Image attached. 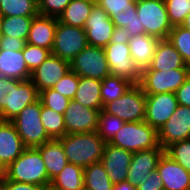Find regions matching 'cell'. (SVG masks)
Segmentation results:
<instances>
[{
	"label": "cell",
	"mask_w": 190,
	"mask_h": 190,
	"mask_svg": "<svg viewBox=\"0 0 190 190\" xmlns=\"http://www.w3.org/2000/svg\"><path fill=\"white\" fill-rule=\"evenodd\" d=\"M38 99L39 92L30 79L21 81L0 76V120H13Z\"/></svg>",
	"instance_id": "obj_1"
},
{
	"label": "cell",
	"mask_w": 190,
	"mask_h": 190,
	"mask_svg": "<svg viewBox=\"0 0 190 190\" xmlns=\"http://www.w3.org/2000/svg\"><path fill=\"white\" fill-rule=\"evenodd\" d=\"M68 163L83 168L99 162L106 142L95 132L65 134L59 138Z\"/></svg>",
	"instance_id": "obj_2"
},
{
	"label": "cell",
	"mask_w": 190,
	"mask_h": 190,
	"mask_svg": "<svg viewBox=\"0 0 190 190\" xmlns=\"http://www.w3.org/2000/svg\"><path fill=\"white\" fill-rule=\"evenodd\" d=\"M6 180L39 185L49 188L46 166L37 148H26L23 153L7 167Z\"/></svg>",
	"instance_id": "obj_3"
},
{
	"label": "cell",
	"mask_w": 190,
	"mask_h": 190,
	"mask_svg": "<svg viewBox=\"0 0 190 190\" xmlns=\"http://www.w3.org/2000/svg\"><path fill=\"white\" fill-rule=\"evenodd\" d=\"M110 75H116L139 84L141 71L130 55L127 37L117 32L111 42L104 47Z\"/></svg>",
	"instance_id": "obj_4"
},
{
	"label": "cell",
	"mask_w": 190,
	"mask_h": 190,
	"mask_svg": "<svg viewBox=\"0 0 190 190\" xmlns=\"http://www.w3.org/2000/svg\"><path fill=\"white\" fill-rule=\"evenodd\" d=\"M132 153L158 147V131L145 121L125 122L109 142Z\"/></svg>",
	"instance_id": "obj_5"
},
{
	"label": "cell",
	"mask_w": 190,
	"mask_h": 190,
	"mask_svg": "<svg viewBox=\"0 0 190 190\" xmlns=\"http://www.w3.org/2000/svg\"><path fill=\"white\" fill-rule=\"evenodd\" d=\"M40 114L41 100L38 99L11 120L26 148H37L51 140L42 125Z\"/></svg>",
	"instance_id": "obj_6"
},
{
	"label": "cell",
	"mask_w": 190,
	"mask_h": 190,
	"mask_svg": "<svg viewBox=\"0 0 190 190\" xmlns=\"http://www.w3.org/2000/svg\"><path fill=\"white\" fill-rule=\"evenodd\" d=\"M136 8L138 19L145 29V34L159 40L168 39L172 25L168 19L165 1L136 0Z\"/></svg>",
	"instance_id": "obj_7"
},
{
	"label": "cell",
	"mask_w": 190,
	"mask_h": 190,
	"mask_svg": "<svg viewBox=\"0 0 190 190\" xmlns=\"http://www.w3.org/2000/svg\"><path fill=\"white\" fill-rule=\"evenodd\" d=\"M189 76L187 68L142 70L138 85L145 94L175 93Z\"/></svg>",
	"instance_id": "obj_8"
},
{
	"label": "cell",
	"mask_w": 190,
	"mask_h": 190,
	"mask_svg": "<svg viewBox=\"0 0 190 190\" xmlns=\"http://www.w3.org/2000/svg\"><path fill=\"white\" fill-rule=\"evenodd\" d=\"M146 94L138 84H134L120 98L106 104L103 111L113 114L124 122L144 121Z\"/></svg>",
	"instance_id": "obj_9"
},
{
	"label": "cell",
	"mask_w": 190,
	"mask_h": 190,
	"mask_svg": "<svg viewBox=\"0 0 190 190\" xmlns=\"http://www.w3.org/2000/svg\"><path fill=\"white\" fill-rule=\"evenodd\" d=\"M71 70L80 77L103 80L110 75L104 48L87 45L70 61Z\"/></svg>",
	"instance_id": "obj_10"
},
{
	"label": "cell",
	"mask_w": 190,
	"mask_h": 190,
	"mask_svg": "<svg viewBox=\"0 0 190 190\" xmlns=\"http://www.w3.org/2000/svg\"><path fill=\"white\" fill-rule=\"evenodd\" d=\"M88 45L84 28L70 26L57 21L54 45L51 54L71 61Z\"/></svg>",
	"instance_id": "obj_11"
},
{
	"label": "cell",
	"mask_w": 190,
	"mask_h": 190,
	"mask_svg": "<svg viewBox=\"0 0 190 190\" xmlns=\"http://www.w3.org/2000/svg\"><path fill=\"white\" fill-rule=\"evenodd\" d=\"M84 30L88 45L104 48L116 35L117 30L107 12L95 4L86 20Z\"/></svg>",
	"instance_id": "obj_12"
},
{
	"label": "cell",
	"mask_w": 190,
	"mask_h": 190,
	"mask_svg": "<svg viewBox=\"0 0 190 190\" xmlns=\"http://www.w3.org/2000/svg\"><path fill=\"white\" fill-rule=\"evenodd\" d=\"M190 139V107L178 105L167 122L158 130V141L162 148Z\"/></svg>",
	"instance_id": "obj_13"
},
{
	"label": "cell",
	"mask_w": 190,
	"mask_h": 190,
	"mask_svg": "<svg viewBox=\"0 0 190 190\" xmlns=\"http://www.w3.org/2000/svg\"><path fill=\"white\" fill-rule=\"evenodd\" d=\"M178 105L175 93L146 94L144 121L158 131Z\"/></svg>",
	"instance_id": "obj_14"
},
{
	"label": "cell",
	"mask_w": 190,
	"mask_h": 190,
	"mask_svg": "<svg viewBox=\"0 0 190 190\" xmlns=\"http://www.w3.org/2000/svg\"><path fill=\"white\" fill-rule=\"evenodd\" d=\"M100 111L70 100L63 114L66 134L97 131Z\"/></svg>",
	"instance_id": "obj_15"
},
{
	"label": "cell",
	"mask_w": 190,
	"mask_h": 190,
	"mask_svg": "<svg viewBox=\"0 0 190 190\" xmlns=\"http://www.w3.org/2000/svg\"><path fill=\"white\" fill-rule=\"evenodd\" d=\"M164 153L165 149L161 145L133 153L127 175L129 183L137 187L146 181L149 174L157 169L158 162Z\"/></svg>",
	"instance_id": "obj_16"
},
{
	"label": "cell",
	"mask_w": 190,
	"mask_h": 190,
	"mask_svg": "<svg viewBox=\"0 0 190 190\" xmlns=\"http://www.w3.org/2000/svg\"><path fill=\"white\" fill-rule=\"evenodd\" d=\"M71 70L70 62L50 54L45 61L31 72L30 80L37 91L51 89L67 72Z\"/></svg>",
	"instance_id": "obj_17"
},
{
	"label": "cell",
	"mask_w": 190,
	"mask_h": 190,
	"mask_svg": "<svg viewBox=\"0 0 190 190\" xmlns=\"http://www.w3.org/2000/svg\"><path fill=\"white\" fill-rule=\"evenodd\" d=\"M132 152L106 143L100 160L110 181L115 184L127 180Z\"/></svg>",
	"instance_id": "obj_18"
},
{
	"label": "cell",
	"mask_w": 190,
	"mask_h": 190,
	"mask_svg": "<svg viewBox=\"0 0 190 190\" xmlns=\"http://www.w3.org/2000/svg\"><path fill=\"white\" fill-rule=\"evenodd\" d=\"M163 190H190V173L167 154L160 158L157 169Z\"/></svg>",
	"instance_id": "obj_19"
},
{
	"label": "cell",
	"mask_w": 190,
	"mask_h": 190,
	"mask_svg": "<svg viewBox=\"0 0 190 190\" xmlns=\"http://www.w3.org/2000/svg\"><path fill=\"white\" fill-rule=\"evenodd\" d=\"M25 149L13 123L0 120V160L8 167Z\"/></svg>",
	"instance_id": "obj_20"
},
{
	"label": "cell",
	"mask_w": 190,
	"mask_h": 190,
	"mask_svg": "<svg viewBox=\"0 0 190 190\" xmlns=\"http://www.w3.org/2000/svg\"><path fill=\"white\" fill-rule=\"evenodd\" d=\"M57 21L58 18L39 14L33 17L26 43L43 47L51 51L54 45Z\"/></svg>",
	"instance_id": "obj_21"
},
{
	"label": "cell",
	"mask_w": 190,
	"mask_h": 190,
	"mask_svg": "<svg viewBox=\"0 0 190 190\" xmlns=\"http://www.w3.org/2000/svg\"><path fill=\"white\" fill-rule=\"evenodd\" d=\"M130 55L140 69V71L148 68L155 54L158 38L148 34H139L134 37H127Z\"/></svg>",
	"instance_id": "obj_22"
},
{
	"label": "cell",
	"mask_w": 190,
	"mask_h": 190,
	"mask_svg": "<svg viewBox=\"0 0 190 190\" xmlns=\"http://www.w3.org/2000/svg\"><path fill=\"white\" fill-rule=\"evenodd\" d=\"M0 76L21 81L30 79L31 72L28 70L22 50L0 49Z\"/></svg>",
	"instance_id": "obj_23"
},
{
	"label": "cell",
	"mask_w": 190,
	"mask_h": 190,
	"mask_svg": "<svg viewBox=\"0 0 190 190\" xmlns=\"http://www.w3.org/2000/svg\"><path fill=\"white\" fill-rule=\"evenodd\" d=\"M186 68L185 62L168 39L159 40L150 66L144 70H161Z\"/></svg>",
	"instance_id": "obj_24"
},
{
	"label": "cell",
	"mask_w": 190,
	"mask_h": 190,
	"mask_svg": "<svg viewBox=\"0 0 190 190\" xmlns=\"http://www.w3.org/2000/svg\"><path fill=\"white\" fill-rule=\"evenodd\" d=\"M46 166L48 178L51 181L68 163L62 143L59 139H51L37 147Z\"/></svg>",
	"instance_id": "obj_25"
},
{
	"label": "cell",
	"mask_w": 190,
	"mask_h": 190,
	"mask_svg": "<svg viewBox=\"0 0 190 190\" xmlns=\"http://www.w3.org/2000/svg\"><path fill=\"white\" fill-rule=\"evenodd\" d=\"M101 80L79 76V84L73 100L91 108L102 110Z\"/></svg>",
	"instance_id": "obj_26"
},
{
	"label": "cell",
	"mask_w": 190,
	"mask_h": 190,
	"mask_svg": "<svg viewBox=\"0 0 190 190\" xmlns=\"http://www.w3.org/2000/svg\"><path fill=\"white\" fill-rule=\"evenodd\" d=\"M49 188L52 190H83L84 168L67 163L61 172L51 180Z\"/></svg>",
	"instance_id": "obj_27"
},
{
	"label": "cell",
	"mask_w": 190,
	"mask_h": 190,
	"mask_svg": "<svg viewBox=\"0 0 190 190\" xmlns=\"http://www.w3.org/2000/svg\"><path fill=\"white\" fill-rule=\"evenodd\" d=\"M94 5L88 0H71L58 20L70 26L84 28Z\"/></svg>",
	"instance_id": "obj_28"
},
{
	"label": "cell",
	"mask_w": 190,
	"mask_h": 190,
	"mask_svg": "<svg viewBox=\"0 0 190 190\" xmlns=\"http://www.w3.org/2000/svg\"><path fill=\"white\" fill-rule=\"evenodd\" d=\"M134 83L130 80H127L123 77L116 75H108L101 81V100L103 107L120 98L123 94H125Z\"/></svg>",
	"instance_id": "obj_29"
},
{
	"label": "cell",
	"mask_w": 190,
	"mask_h": 190,
	"mask_svg": "<svg viewBox=\"0 0 190 190\" xmlns=\"http://www.w3.org/2000/svg\"><path fill=\"white\" fill-rule=\"evenodd\" d=\"M112 186L113 183L100 161L84 168V189L112 190Z\"/></svg>",
	"instance_id": "obj_30"
},
{
	"label": "cell",
	"mask_w": 190,
	"mask_h": 190,
	"mask_svg": "<svg viewBox=\"0 0 190 190\" xmlns=\"http://www.w3.org/2000/svg\"><path fill=\"white\" fill-rule=\"evenodd\" d=\"M36 16H2L1 35L27 40L29 30Z\"/></svg>",
	"instance_id": "obj_31"
},
{
	"label": "cell",
	"mask_w": 190,
	"mask_h": 190,
	"mask_svg": "<svg viewBox=\"0 0 190 190\" xmlns=\"http://www.w3.org/2000/svg\"><path fill=\"white\" fill-rule=\"evenodd\" d=\"M40 118L46 133L51 139H59L66 134L63 114L44 106L42 102Z\"/></svg>",
	"instance_id": "obj_32"
},
{
	"label": "cell",
	"mask_w": 190,
	"mask_h": 190,
	"mask_svg": "<svg viewBox=\"0 0 190 190\" xmlns=\"http://www.w3.org/2000/svg\"><path fill=\"white\" fill-rule=\"evenodd\" d=\"M111 20L117 32L124 34L126 37L145 34V29L138 19L137 9H132V12L118 14Z\"/></svg>",
	"instance_id": "obj_33"
},
{
	"label": "cell",
	"mask_w": 190,
	"mask_h": 190,
	"mask_svg": "<svg viewBox=\"0 0 190 190\" xmlns=\"http://www.w3.org/2000/svg\"><path fill=\"white\" fill-rule=\"evenodd\" d=\"M0 14L10 16H37L38 4L33 0H0Z\"/></svg>",
	"instance_id": "obj_34"
},
{
	"label": "cell",
	"mask_w": 190,
	"mask_h": 190,
	"mask_svg": "<svg viewBox=\"0 0 190 190\" xmlns=\"http://www.w3.org/2000/svg\"><path fill=\"white\" fill-rule=\"evenodd\" d=\"M124 123L119 117L101 110L99 113L97 133L106 143H109Z\"/></svg>",
	"instance_id": "obj_35"
},
{
	"label": "cell",
	"mask_w": 190,
	"mask_h": 190,
	"mask_svg": "<svg viewBox=\"0 0 190 190\" xmlns=\"http://www.w3.org/2000/svg\"><path fill=\"white\" fill-rule=\"evenodd\" d=\"M168 40L180 53L185 62L190 57V31L182 26H173Z\"/></svg>",
	"instance_id": "obj_36"
},
{
	"label": "cell",
	"mask_w": 190,
	"mask_h": 190,
	"mask_svg": "<svg viewBox=\"0 0 190 190\" xmlns=\"http://www.w3.org/2000/svg\"><path fill=\"white\" fill-rule=\"evenodd\" d=\"M168 19L173 26H181L190 12V0H165Z\"/></svg>",
	"instance_id": "obj_37"
},
{
	"label": "cell",
	"mask_w": 190,
	"mask_h": 190,
	"mask_svg": "<svg viewBox=\"0 0 190 190\" xmlns=\"http://www.w3.org/2000/svg\"><path fill=\"white\" fill-rule=\"evenodd\" d=\"M165 154L190 173V139L182 140L168 146L165 149Z\"/></svg>",
	"instance_id": "obj_38"
},
{
	"label": "cell",
	"mask_w": 190,
	"mask_h": 190,
	"mask_svg": "<svg viewBox=\"0 0 190 190\" xmlns=\"http://www.w3.org/2000/svg\"><path fill=\"white\" fill-rule=\"evenodd\" d=\"M39 99L44 106L51 108L60 114H64L70 102V99L52 88L44 89L39 92Z\"/></svg>",
	"instance_id": "obj_39"
},
{
	"label": "cell",
	"mask_w": 190,
	"mask_h": 190,
	"mask_svg": "<svg viewBox=\"0 0 190 190\" xmlns=\"http://www.w3.org/2000/svg\"><path fill=\"white\" fill-rule=\"evenodd\" d=\"M22 51L23 57L30 72L39 67L51 54V51L49 49L28 43L25 44V47L22 49Z\"/></svg>",
	"instance_id": "obj_40"
},
{
	"label": "cell",
	"mask_w": 190,
	"mask_h": 190,
	"mask_svg": "<svg viewBox=\"0 0 190 190\" xmlns=\"http://www.w3.org/2000/svg\"><path fill=\"white\" fill-rule=\"evenodd\" d=\"M96 4L103 8L111 19L118 14L137 9L136 0H98Z\"/></svg>",
	"instance_id": "obj_41"
},
{
	"label": "cell",
	"mask_w": 190,
	"mask_h": 190,
	"mask_svg": "<svg viewBox=\"0 0 190 190\" xmlns=\"http://www.w3.org/2000/svg\"><path fill=\"white\" fill-rule=\"evenodd\" d=\"M78 84L79 76L72 70H70L59 81L55 83L52 89L72 100L78 88Z\"/></svg>",
	"instance_id": "obj_42"
},
{
	"label": "cell",
	"mask_w": 190,
	"mask_h": 190,
	"mask_svg": "<svg viewBox=\"0 0 190 190\" xmlns=\"http://www.w3.org/2000/svg\"><path fill=\"white\" fill-rule=\"evenodd\" d=\"M71 0H40L39 15L59 18Z\"/></svg>",
	"instance_id": "obj_43"
},
{
	"label": "cell",
	"mask_w": 190,
	"mask_h": 190,
	"mask_svg": "<svg viewBox=\"0 0 190 190\" xmlns=\"http://www.w3.org/2000/svg\"><path fill=\"white\" fill-rule=\"evenodd\" d=\"M137 190H163V182L158 171L151 172L146 181L137 186Z\"/></svg>",
	"instance_id": "obj_44"
},
{
	"label": "cell",
	"mask_w": 190,
	"mask_h": 190,
	"mask_svg": "<svg viewBox=\"0 0 190 190\" xmlns=\"http://www.w3.org/2000/svg\"><path fill=\"white\" fill-rule=\"evenodd\" d=\"M47 189H48L47 187H42L39 185L14 182L6 179L0 184V190H47Z\"/></svg>",
	"instance_id": "obj_45"
},
{
	"label": "cell",
	"mask_w": 190,
	"mask_h": 190,
	"mask_svg": "<svg viewBox=\"0 0 190 190\" xmlns=\"http://www.w3.org/2000/svg\"><path fill=\"white\" fill-rule=\"evenodd\" d=\"M26 41L12 36L0 35V49H10L14 51L22 50Z\"/></svg>",
	"instance_id": "obj_46"
},
{
	"label": "cell",
	"mask_w": 190,
	"mask_h": 190,
	"mask_svg": "<svg viewBox=\"0 0 190 190\" xmlns=\"http://www.w3.org/2000/svg\"><path fill=\"white\" fill-rule=\"evenodd\" d=\"M179 105L190 107V76L175 92Z\"/></svg>",
	"instance_id": "obj_47"
},
{
	"label": "cell",
	"mask_w": 190,
	"mask_h": 190,
	"mask_svg": "<svg viewBox=\"0 0 190 190\" xmlns=\"http://www.w3.org/2000/svg\"><path fill=\"white\" fill-rule=\"evenodd\" d=\"M112 190H137V187L129 183L128 180L113 184Z\"/></svg>",
	"instance_id": "obj_48"
},
{
	"label": "cell",
	"mask_w": 190,
	"mask_h": 190,
	"mask_svg": "<svg viewBox=\"0 0 190 190\" xmlns=\"http://www.w3.org/2000/svg\"><path fill=\"white\" fill-rule=\"evenodd\" d=\"M7 177V166L0 160V184Z\"/></svg>",
	"instance_id": "obj_49"
},
{
	"label": "cell",
	"mask_w": 190,
	"mask_h": 190,
	"mask_svg": "<svg viewBox=\"0 0 190 190\" xmlns=\"http://www.w3.org/2000/svg\"><path fill=\"white\" fill-rule=\"evenodd\" d=\"M181 26L183 28H185L186 30L190 31V12L188 13V15L185 17L184 22L181 24Z\"/></svg>",
	"instance_id": "obj_50"
},
{
	"label": "cell",
	"mask_w": 190,
	"mask_h": 190,
	"mask_svg": "<svg viewBox=\"0 0 190 190\" xmlns=\"http://www.w3.org/2000/svg\"><path fill=\"white\" fill-rule=\"evenodd\" d=\"M185 67L187 68L190 75V57L185 61Z\"/></svg>",
	"instance_id": "obj_51"
},
{
	"label": "cell",
	"mask_w": 190,
	"mask_h": 190,
	"mask_svg": "<svg viewBox=\"0 0 190 190\" xmlns=\"http://www.w3.org/2000/svg\"><path fill=\"white\" fill-rule=\"evenodd\" d=\"M1 26H2V15L0 14V35H1Z\"/></svg>",
	"instance_id": "obj_52"
},
{
	"label": "cell",
	"mask_w": 190,
	"mask_h": 190,
	"mask_svg": "<svg viewBox=\"0 0 190 190\" xmlns=\"http://www.w3.org/2000/svg\"><path fill=\"white\" fill-rule=\"evenodd\" d=\"M88 1H91V2H93L95 4L98 2V0H88Z\"/></svg>",
	"instance_id": "obj_53"
},
{
	"label": "cell",
	"mask_w": 190,
	"mask_h": 190,
	"mask_svg": "<svg viewBox=\"0 0 190 190\" xmlns=\"http://www.w3.org/2000/svg\"><path fill=\"white\" fill-rule=\"evenodd\" d=\"M33 1H35L37 4L40 2V0H33Z\"/></svg>",
	"instance_id": "obj_54"
}]
</instances>
